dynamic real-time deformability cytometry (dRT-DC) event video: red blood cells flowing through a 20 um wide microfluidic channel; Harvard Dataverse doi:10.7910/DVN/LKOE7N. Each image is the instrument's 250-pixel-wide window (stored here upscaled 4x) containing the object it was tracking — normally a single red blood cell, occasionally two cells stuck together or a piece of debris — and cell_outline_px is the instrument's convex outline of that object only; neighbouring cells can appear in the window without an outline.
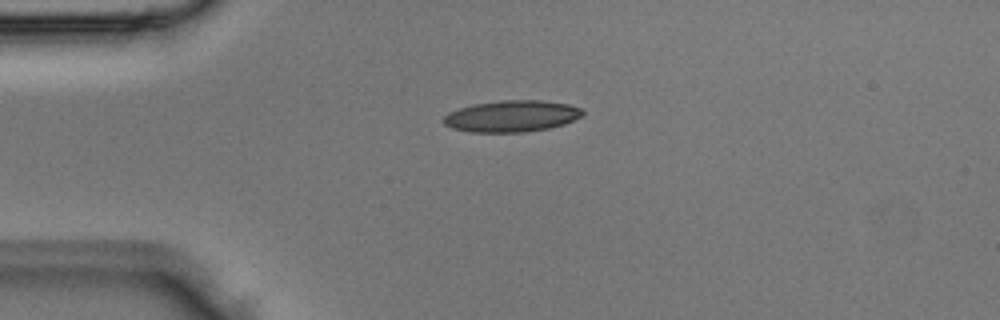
{"species": "Egyptian fruit bat (a non-hibernating species)", "species_latin": "Rousettus aegyptiacus", "temperature_condition": "room temperature", "stored_images_in_passage": 1, "camera_frame_rate_fps": 3000, "um_per_image_px": 0.085, "animal": {"sex": "male"}, "frame": {"image": 1, "passage_image": 1, "time_ms": 0.0, "image_size_px": [1000, 320], "cell_outline_px": [[584, 112], [580, 116], [564, 124], [548, 128], [524, 132], [472, 132], [452, 128], [444, 124], [444, 116], [448, 112], [472, 104], [500, 100], [540, 100], [568, 104], [580, 108]], "centroid_in_image_um": [43.46, 9.87], "position_along_channel_um": 41.5, "area_um2": 25.37}}